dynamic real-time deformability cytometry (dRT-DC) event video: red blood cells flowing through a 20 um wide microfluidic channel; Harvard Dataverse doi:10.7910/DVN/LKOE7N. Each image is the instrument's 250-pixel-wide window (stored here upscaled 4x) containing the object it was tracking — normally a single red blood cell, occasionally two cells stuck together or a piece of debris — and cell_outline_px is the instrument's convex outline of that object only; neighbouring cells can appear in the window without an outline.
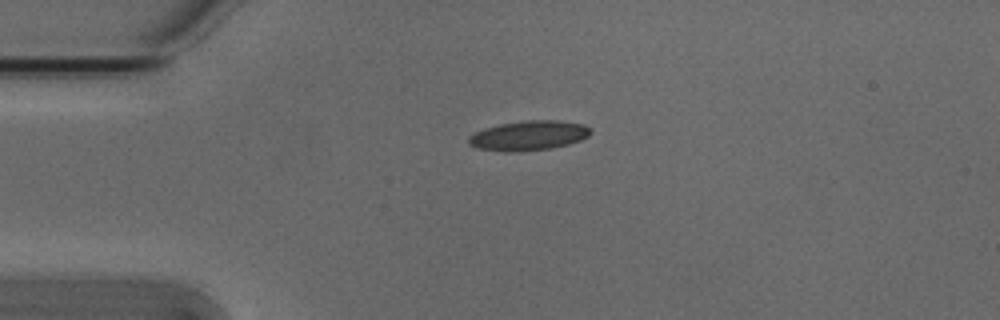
{"species": "Egyptian fruit bat (a non-hibernating species)", "species_latin": "Rousettus aegyptiacus", "temperature_condition": "cold", "stored_images_in_passage": 36, "camera_frame_rate_fps": 3000, "um_per_image_px": 0.085, "animal": {"sex": "male"}, "frame": {"image": 1, "passage_image": 1, "time_ms": 0.0, "image_size_px": [1000, 320], "cell_outline_px": [[592, 132], [588, 136], [580, 140], [568, 144], [552, 148], [512, 152], [504, 152], [480, 148], [468, 144], [468, 136], [484, 128], [500, 124], [528, 120], [556, 120], [584, 124], [592, 128]], "centroid_in_image_um": [44.96, 11.52], "position_along_channel_um": 40.0, "area_um2": 21.1}}
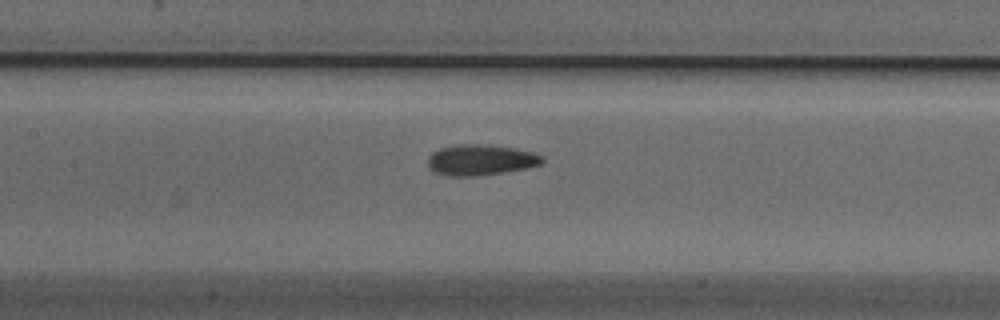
{"frame": {"image": 2, "passage_image": 13, "time_ms": 4.0, "image_size_px": [1000, 320], "cell_outline_px": [[544, 160], [540, 164], [528, 168], [504, 172], [476, 176], [452, 176], [436, 172], [428, 164], [428, 156], [432, 152], [440, 148], [460, 144], [484, 144], [512, 148], [532, 152], [540, 156]], "centroid_in_image_um": [40.84, 13.59], "position_along_channel_um": 166.6, "area_um2": 20.23}}
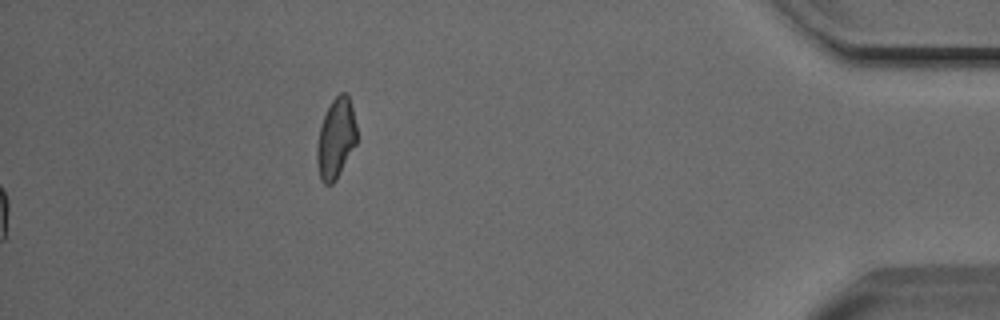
{"frame": {"image": 3, "passage_image": 36, "time_ms": 11.667, "image_size_px": [1000, 320], "cell_outline_px": [[356, 144], [336, 180], [332, 184], [324, 184], [320, 180], [316, 160], [316, 148], [320, 128], [324, 116], [332, 100], [340, 92], [348, 92], [356, 124]], "centroid_in_image_um": [28.54, 11.78], "position_along_channel_um": 406.7, "area_um2": 18.61}, "authors_computed_cell_mechanics": {"area_um2": 19.5364, "velocity_mm_per_s": 3.8409, "shape_relaxation_time_tau1_ms": 3.9847, "shape_relaxation_time_tau2_ms": 5.6167, "deformation_change_tau1": 0.1084, "deformation_change_tau2": 0.1245}}